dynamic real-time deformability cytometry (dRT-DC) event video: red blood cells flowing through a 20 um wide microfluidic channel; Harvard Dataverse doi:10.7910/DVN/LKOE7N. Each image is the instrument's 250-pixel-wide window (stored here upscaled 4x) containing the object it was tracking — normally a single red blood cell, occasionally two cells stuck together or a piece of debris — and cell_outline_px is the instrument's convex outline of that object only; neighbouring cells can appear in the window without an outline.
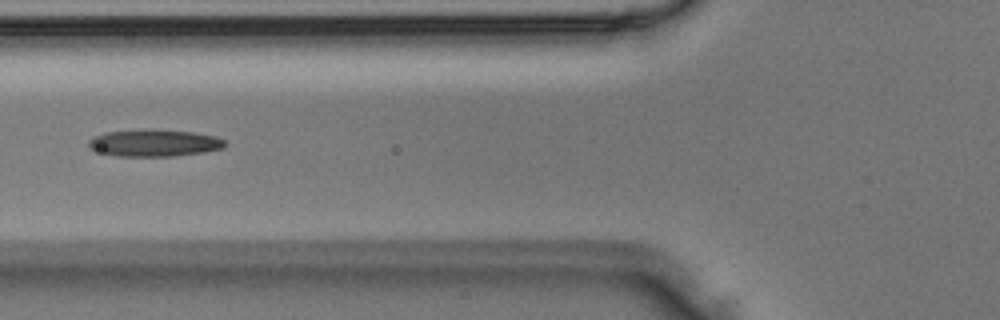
{"species": "Egyptian fruit bat (a non-hibernating species)", "species_latin": "Rousettus aegyptiacus", "temperature_condition": "room temperature", "stored_images_in_passage": 3, "camera_frame_rate_fps": 3000, "um_per_image_px": 0.085, "animal": {"sex": "male"}, "frame": {"image": 1, "passage_image": 2, "time_ms": 0.333, "image_size_px": [1000, 320], "cell_outline_px": [[228, 144], [224, 148], [204, 152], [172, 156], [116, 156], [96, 152], [88, 148], [88, 140], [104, 132], [192, 132], [216, 136], [224, 140]], "centroid_in_image_um": [13.12, 12.21], "position_along_channel_um": 112.7, "area_um2": 20.58}}
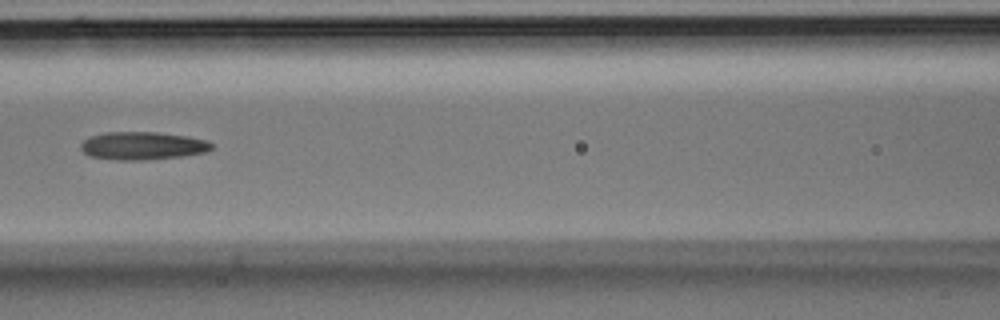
{"frame": {"image": 2, "passage_image": 3, "time_ms": 0.667, "image_size_px": [1000, 320], "cell_outline_px": [[212, 148], [204, 152], [184, 156], [140, 160], [120, 160], [92, 156], [84, 152], [80, 148], [80, 144], [88, 136], [104, 132], [156, 132], [188, 136], [208, 140], [212, 144]], "centroid_in_image_um": [12.11, 12.37], "position_along_channel_um": 154.5, "area_um2": 21.27}}